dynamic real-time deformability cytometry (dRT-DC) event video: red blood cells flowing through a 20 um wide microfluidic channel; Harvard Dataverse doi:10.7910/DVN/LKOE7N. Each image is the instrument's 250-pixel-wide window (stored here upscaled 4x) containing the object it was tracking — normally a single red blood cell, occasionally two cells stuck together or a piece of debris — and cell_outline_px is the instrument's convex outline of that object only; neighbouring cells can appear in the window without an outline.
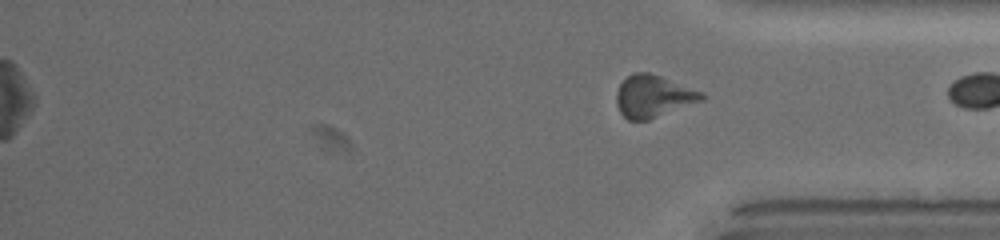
{"species": "common noctule bat (a hibernating species)", "species_latin": "Nyctalus noctula", "temperature_condition": "warm", "stored_images_in_passage": 63, "segment_of_instrument_passage": [2, 2], "camera_frame_rate_fps": 3000, "um_per_image_px": 0.085, "animal": {"sex": "female", "body_mass_g": 19.5, "forearm_length_mm": 54.1}, "frame": {"image": 1, "passage_image": 63, "time_ms": 18.333, "image_size_px": [1000, 240], "cell_outline_px": [[704, 100], [648, 120], [628, 120], [620, 112], [616, 104], [616, 92], [620, 84], [632, 72], [648, 72], [660, 76], [704, 92]], "centroid_in_image_um": [55.52, 8.18], "position_along_channel_um": 379.7, "area_um2": 20.92}}